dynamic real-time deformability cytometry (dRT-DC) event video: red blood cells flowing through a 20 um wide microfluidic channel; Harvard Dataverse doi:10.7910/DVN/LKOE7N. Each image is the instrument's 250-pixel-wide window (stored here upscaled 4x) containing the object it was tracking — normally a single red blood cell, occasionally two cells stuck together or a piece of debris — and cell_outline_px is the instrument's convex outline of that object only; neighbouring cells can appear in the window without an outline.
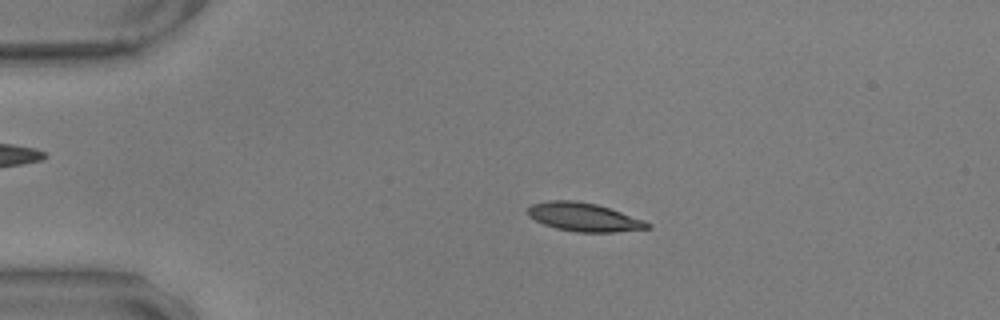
{"species": "common noctule bat (a hibernating species)", "species_latin": "Nyctalus noctula", "temperature_condition": "warm", "stored_images_in_passage": 57, "camera_frame_rate_fps": 3000, "um_per_image_px": 0.085, "animal": {"sex": "male", "body_mass_g": 17.9, "forearm_length_mm": 54.2}, "frame": {"image": 1, "passage_image": 12, "time_ms": 3.667, "image_size_px": [1000, 320], "cell_outline_px": [[652, 228], [616, 232], [576, 232], [556, 228], [544, 224], [528, 216], [528, 208], [532, 204], [548, 200], [576, 200], [596, 204], [644, 220], [652, 224]], "centroid_in_image_um": [49.64, 18.45], "position_along_channel_um": 35.4, "area_um2": 19.83}}
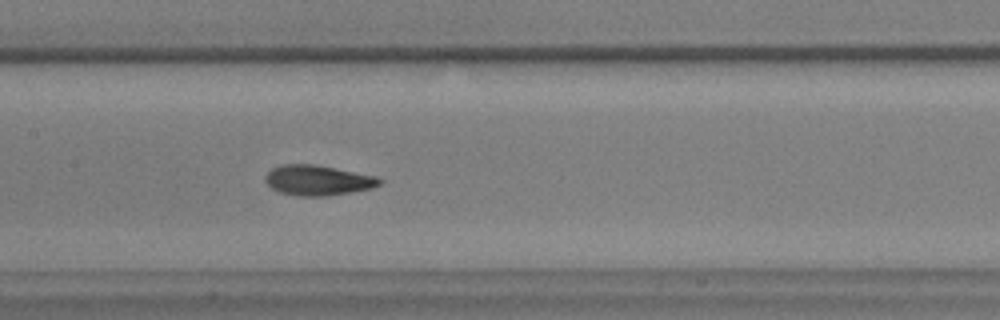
{"frame": {"image": 2, "passage_image": 28, "time_ms": 9.0, "image_size_px": [1000, 320], "cell_outline_px": [[384, 180], [380, 184], [372, 188], [328, 196], [296, 196], [280, 192], [272, 188], [264, 180], [264, 176], [272, 168], [280, 164], [316, 164], [376, 176]], "centroid_in_image_um": [27.0, 15.32], "position_along_channel_um": 180.4, "area_um2": 20.23}}
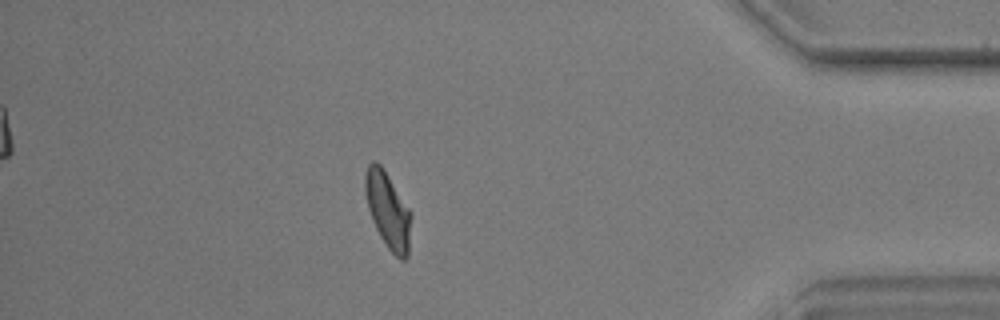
{"frame": {"image": 3, "passage_image": 50, "time_ms": 16.333, "image_size_px": [1000, 320], "cell_outline_px": [[408, 256], [404, 260], [400, 260], [388, 248], [380, 236], [372, 220], [368, 208], [364, 192], [364, 176], [368, 164], [372, 160], [376, 160], [384, 168], [408, 208]], "centroid_in_image_um": [32.89, 17.8], "position_along_channel_um": 402.3, "area_um2": 19.83}, "authors_computed_cell_mechanics": {"area_um2": 19.652, "velocity_mm_per_s": 3.5326, "shape_relaxation_time_tau1_ms": 5.2484, "shape_relaxation_time_tau2_ms": 1.3777, "deformation_change_tau1": 0.162, "deformation_change_tau2": 0.0654}}